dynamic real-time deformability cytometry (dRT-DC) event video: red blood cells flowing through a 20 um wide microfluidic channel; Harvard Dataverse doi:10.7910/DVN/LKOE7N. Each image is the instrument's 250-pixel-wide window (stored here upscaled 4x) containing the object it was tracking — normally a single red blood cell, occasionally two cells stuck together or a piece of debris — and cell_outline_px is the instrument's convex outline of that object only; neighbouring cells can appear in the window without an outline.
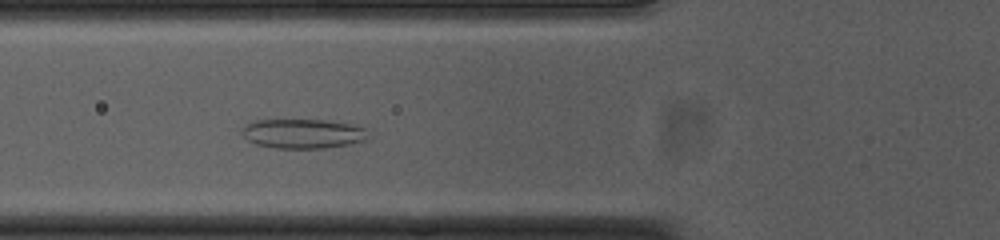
{"species": "common noctule bat (a hibernating species)", "species_latin": "Nyctalus noctula", "temperature_condition": "cold", "stored_images_in_passage": 51, "camera_frame_rate_fps": 3000, "um_per_image_px": 0.085, "animal": {"sex": "female", "body_mass_g": 23.0, "forearm_length_mm": 53.4}, "frame": {"image": 1, "passage_image": 16, "time_ms": 5.0, "image_size_px": [1000, 240], "cell_outline_px": [[372, 136], [368, 140], [352, 144], [324, 148], [276, 148], [256, 144], [248, 140], [240, 132], [248, 124], [256, 120], [324, 120], [348, 124], [364, 128]], "centroid_in_image_um": [25.81, 11.37], "position_along_channel_um": 100.0, "area_um2": 21.68}}
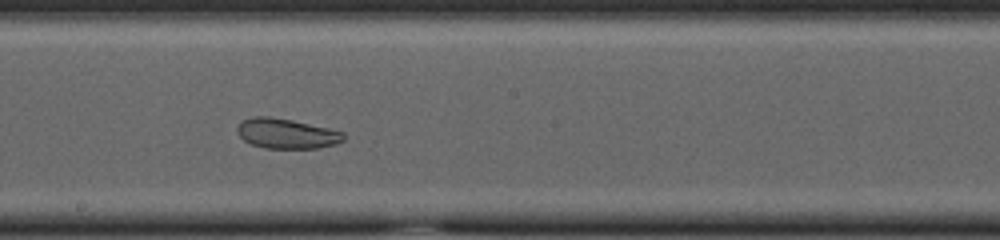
{"frame": {"image": 2, "passage_image": 26, "time_ms": 8.333, "image_size_px": [1000, 240], "cell_outline_px": [[344, 140], [336, 144], [316, 148], [264, 148], [252, 144], [244, 140], [236, 132], [236, 128], [244, 120], [256, 116], [268, 116], [292, 120], [328, 128], [344, 132]], "centroid_in_image_um": [24.36, 11.36], "position_along_channel_um": 223.8, "area_um2": 18.44}}
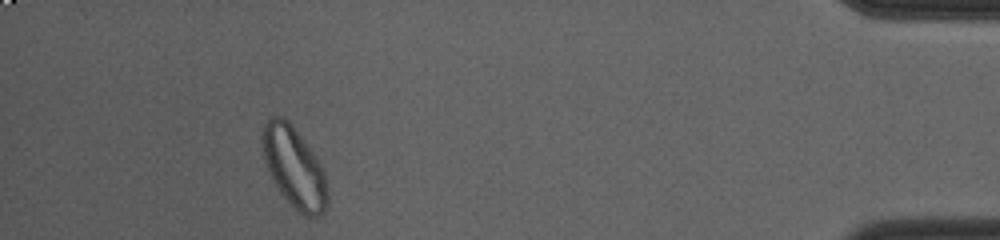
{"frame": {"image": 3, "passage_image": 46, "time_ms": 15.0, "image_size_px": [1000, 240], "cell_outline_px": [[328, 204], [324, 212], [320, 216], [304, 216], [280, 192], [268, 168], [264, 156], [264, 124], [272, 116], [284, 116], [292, 124], [312, 152], [320, 164], [324, 172], [328, 188]], "centroid_in_image_um": [25.06, 14.24], "position_along_channel_um": 410.1, "area_um2": 29.77}, "authors_computed_cell_mechanics": {"area_um2": 26.5302, "velocity_mm_per_s": 3.7079, "shape_relaxation_time_tau1_ms": null, "shape_relaxation_time_tau2_ms": 2.3705, "deformation_change_tau1": null, "deformation_change_tau2": 0.0734}}